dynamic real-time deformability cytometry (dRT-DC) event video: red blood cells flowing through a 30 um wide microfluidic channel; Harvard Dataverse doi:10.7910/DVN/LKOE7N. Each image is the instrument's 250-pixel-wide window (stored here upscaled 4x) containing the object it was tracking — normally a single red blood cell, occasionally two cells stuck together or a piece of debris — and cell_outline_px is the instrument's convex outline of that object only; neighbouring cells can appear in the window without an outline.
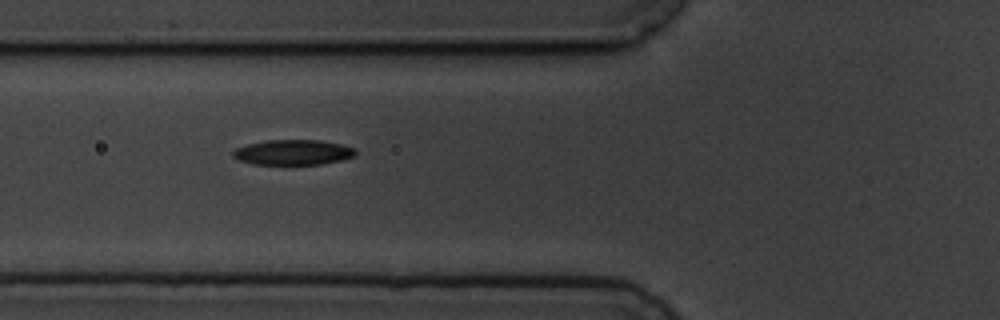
{"species": "common noctule bat (a hibernating species)", "species_latin": "Nyctalus noctula", "temperature_condition": "cold", "stored_images_in_passage": 11, "camera_frame_rate_fps": 3000, "um_per_image_px": 0.085, "animal": {"sex": "male", "body_mass_g": 19.5, "forearm_length_mm": 54.6}, "frame": {"image": 1, "passage_image": 6, "time_ms": 6.667, "image_size_px": [1000, 320], "cell_outline_px": [[356, 156], [340, 160], [320, 164], [252, 164], [240, 160], [232, 156], [232, 152], [236, 148], [248, 144], [268, 140], [320, 140], [340, 144], [356, 148]], "centroid_in_image_um": [24.92, 12.94], "position_along_channel_um": 100.9, "area_um2": 17.92}}
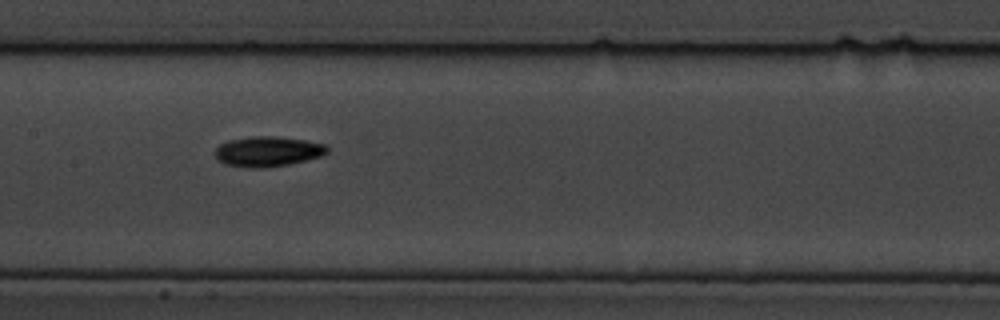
{"frame": {"image": 2, "passage_image": 8, "time_ms": 9.0, "image_size_px": [1000, 320], "cell_outline_px": [[328, 152], [320, 156], [288, 164], [264, 168], [248, 168], [224, 164], [216, 156], [216, 148], [220, 144], [228, 140], [252, 136], [276, 136], [304, 140], [324, 144], [328, 148]], "centroid_in_image_um": [22.74, 12.87], "position_along_channel_um": 184.7, "area_um2": 19.54}}
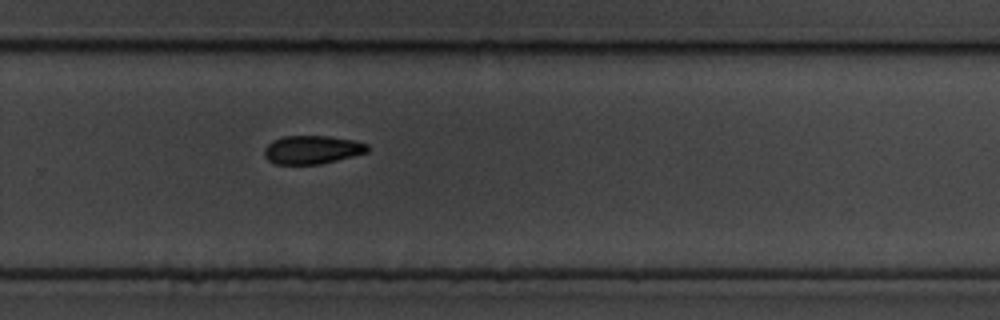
{"frame": {"image": 3, "passage_image": 11, "time_ms": 12.333, "image_size_px": [1000, 320], "cell_outline_px": [[368, 152], [320, 164], [276, 164], [268, 160], [264, 156], [264, 148], [272, 140], [284, 136], [328, 136], [356, 140], [368, 144]], "centroid_in_image_um": [26.52, 12.72], "position_along_channel_um": 303.3, "area_um2": 17.11}}